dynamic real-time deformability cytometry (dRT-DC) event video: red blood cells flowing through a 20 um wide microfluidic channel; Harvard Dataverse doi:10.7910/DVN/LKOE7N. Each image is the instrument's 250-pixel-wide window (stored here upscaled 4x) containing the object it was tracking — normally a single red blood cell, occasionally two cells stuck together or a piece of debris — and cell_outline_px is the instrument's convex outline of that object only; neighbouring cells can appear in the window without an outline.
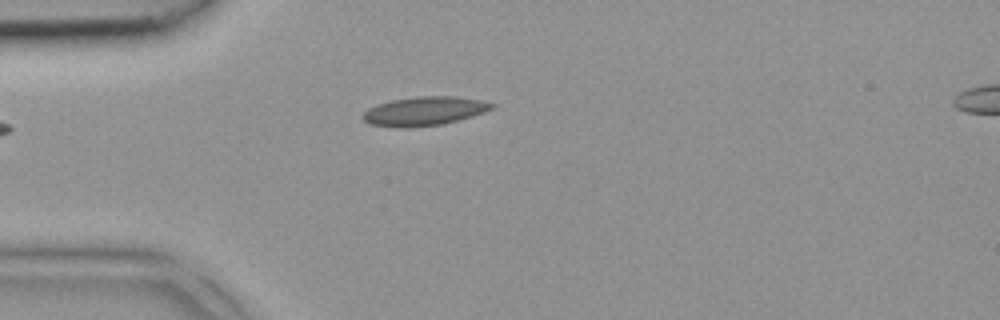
{"species": "common noctule bat (a hibernating species)", "species_latin": "Nyctalus noctula", "temperature_condition": "room temperature", "stored_images_in_passage": 4, "camera_frame_rate_fps": 3000, "um_per_image_px": 0.085, "animal": {"sex": "female", "body_mass_g": 18.4}, "frame": {"image": 1, "passage_image": 4, "time_ms": 1.0, "image_size_px": [1000, 320], "cell_outline_px": [[496, 108], [472, 116], [440, 124], [408, 128], [400, 128], [372, 124], [364, 120], [360, 116], [368, 108], [376, 104], [392, 100], [420, 96], [456, 96], [484, 100], [496, 104]], "centroid_in_image_um": [36.09, 9.43], "position_along_channel_um": 48.9, "area_um2": 21.79}}